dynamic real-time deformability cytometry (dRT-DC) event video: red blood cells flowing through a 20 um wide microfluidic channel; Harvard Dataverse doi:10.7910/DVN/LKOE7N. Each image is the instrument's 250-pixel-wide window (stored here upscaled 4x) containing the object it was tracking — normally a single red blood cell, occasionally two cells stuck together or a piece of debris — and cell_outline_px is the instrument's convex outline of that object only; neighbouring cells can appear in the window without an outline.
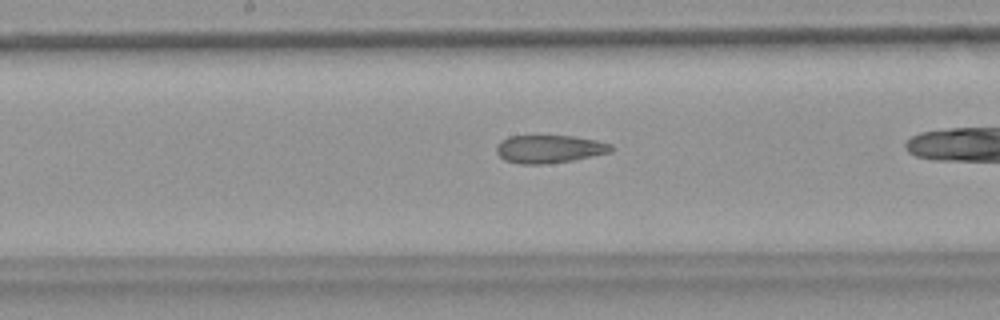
{"species": "common noctule bat (a hibernating species)", "species_latin": "Nyctalus noctula", "temperature_condition": "warm", "stored_images_in_passage": 25, "camera_frame_rate_fps": 3000, "um_per_image_px": 0.085, "animal": {"sex": "female", "body_mass_g": 18.4}, "frame": {"image": 1, "passage_image": 11, "time_ms": 3.333, "image_size_px": [1000, 320], "cell_outline_px": [[612, 152], [572, 160], [540, 164], [520, 164], [504, 160], [496, 152], [496, 144], [500, 140], [508, 136], [572, 136], [596, 140], [612, 144]], "centroid_in_image_um": [46.66, 12.66], "position_along_channel_um": 201.5, "area_um2": 18.67}}